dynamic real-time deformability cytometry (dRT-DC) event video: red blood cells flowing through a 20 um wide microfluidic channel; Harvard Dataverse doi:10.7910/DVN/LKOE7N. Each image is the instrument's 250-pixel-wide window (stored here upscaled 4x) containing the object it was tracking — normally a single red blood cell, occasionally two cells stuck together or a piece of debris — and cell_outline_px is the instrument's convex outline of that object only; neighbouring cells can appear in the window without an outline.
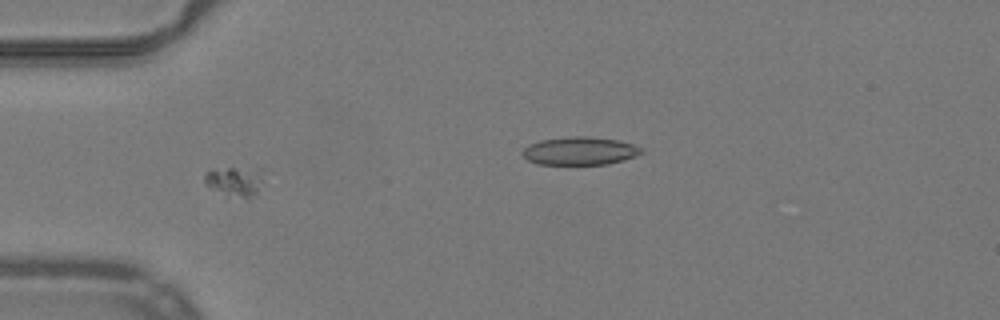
{"species": "common noctule bat (a hibernating species)", "species_latin": "Nyctalus noctula", "temperature_condition": "warm", "stored_images_in_passage": 5, "camera_frame_rate_fps": 3000, "um_per_image_px": 0.085, "animal": {"sex": "male", "body_mass_g": 19.2, "forearm_length_mm": 51.8}, "frame": {"image": 1, "passage_image": 3, "time_ms": 0.667, "image_size_px": [1000, 320], "cell_outline_px": [[264, 172], [256, 192], [248, 200], [208, 188], [204, 184], [204, 176], [212, 168], [264, 168]], "centroid_in_image_um": [19.95, 15.38], "position_along_channel_um": 65.0, "area_um2": 10.23}}
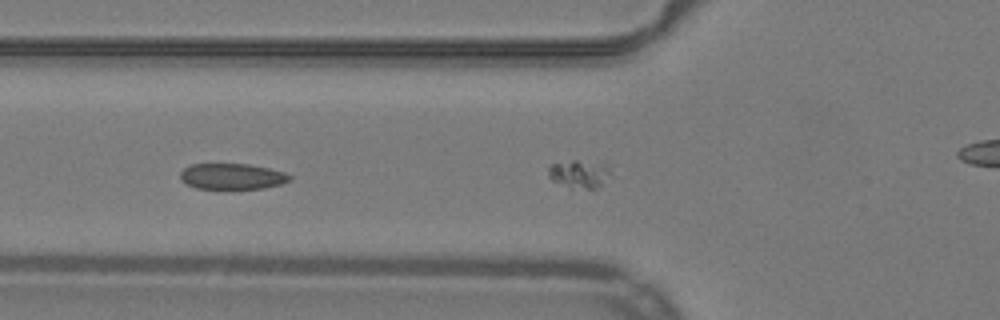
{"frame": {"image": 2, "passage_image": 4, "time_ms": 1.0, "image_size_px": [1000, 320], "cell_outline_px": [[292, 180], [280, 184], [264, 188], [196, 188], [180, 180], [180, 172], [184, 168], [192, 164], [248, 164], [268, 168], [284, 172], [292, 176]], "centroid_in_image_um": [19.73, 14.98], "position_along_channel_um": 106.1, "area_um2": 16.36}}